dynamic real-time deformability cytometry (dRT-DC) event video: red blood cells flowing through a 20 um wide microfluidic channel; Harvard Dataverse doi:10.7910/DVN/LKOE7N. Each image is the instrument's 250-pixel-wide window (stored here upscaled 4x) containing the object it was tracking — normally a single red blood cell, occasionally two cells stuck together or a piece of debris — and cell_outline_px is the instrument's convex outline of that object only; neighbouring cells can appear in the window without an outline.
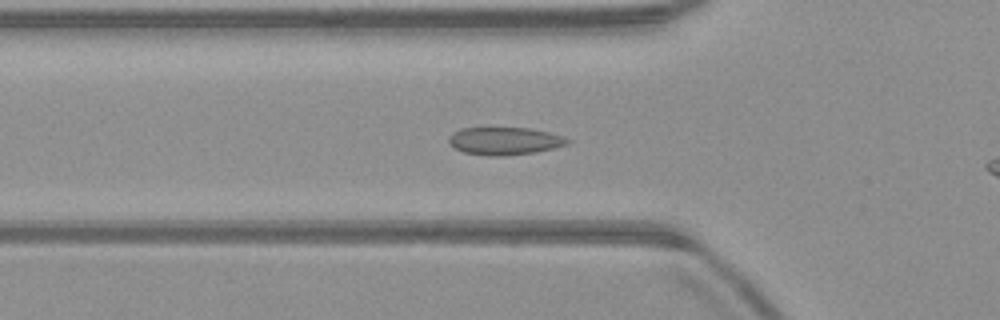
{"species": "common noctule bat (a hibernating species)", "species_latin": "Nyctalus noctula", "temperature_condition": "warm", "stored_images_in_passage": 38, "camera_frame_rate_fps": 3000, "um_per_image_px": 0.085, "animal": {"sex": "male", "body_mass_g": 23.1, "forearm_length_mm": 52.7}, "frame": {"image": 1, "passage_image": 13, "time_ms": 4.0, "image_size_px": [1000, 320], "cell_outline_px": [[572, 140], [568, 144], [536, 152], [500, 156], [488, 156], [464, 152], [448, 144], [448, 136], [452, 132], [460, 128], [532, 128], [564, 136]], "centroid_in_image_um": [42.88, 11.97], "position_along_channel_um": 82.9, "area_um2": 19.25}}
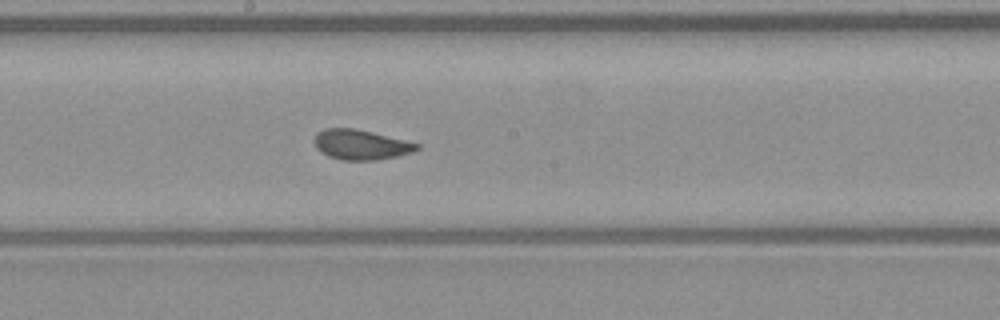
{"frame": {"image": 2, "passage_image": 23, "time_ms": 7.333, "image_size_px": [1000, 320], "cell_outline_px": [[420, 148], [412, 152], [396, 156], [376, 160], [340, 160], [328, 156], [320, 152], [316, 148], [312, 140], [316, 132], [324, 128], [356, 128], [420, 144]], "centroid_in_image_um": [30.61, 12.29], "position_along_channel_um": 217.6, "area_um2": 18.09}}
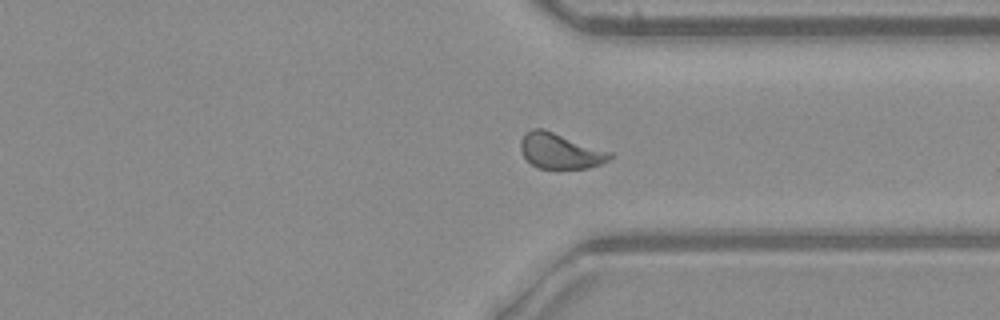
{"frame": {"image": 3, "passage_image": 34, "time_ms": 11.0, "image_size_px": [1000, 320], "cell_outline_px": [[612, 156], [608, 160], [600, 164], [588, 168], [536, 168], [524, 156], [520, 148], [520, 140], [524, 132], [532, 128], [544, 128], [612, 152]], "centroid_in_image_um": [47.59, 12.81], "position_along_channel_um": 363.8, "area_um2": 18.55}}